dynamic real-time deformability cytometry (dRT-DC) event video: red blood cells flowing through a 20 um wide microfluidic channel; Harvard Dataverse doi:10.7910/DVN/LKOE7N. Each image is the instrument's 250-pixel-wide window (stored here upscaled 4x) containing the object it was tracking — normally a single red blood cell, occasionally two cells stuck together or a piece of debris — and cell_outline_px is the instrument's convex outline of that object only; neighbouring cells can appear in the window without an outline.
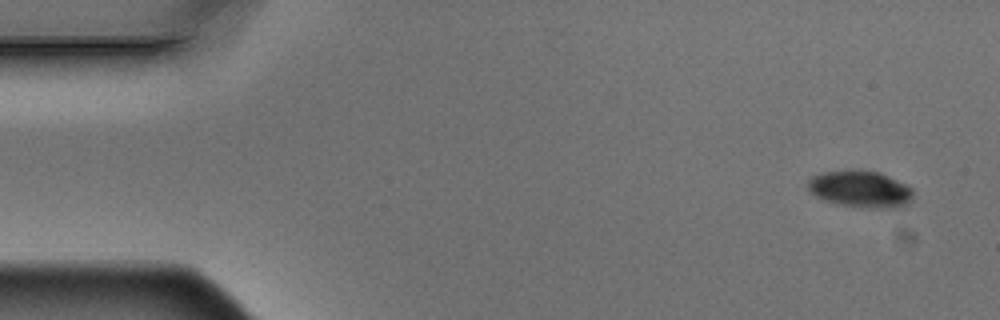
{"species": "Egyptian fruit bat (a non-hibernating species)", "species_latin": "Rousettus aegyptiacus", "temperature_condition": "warm", "stored_images_in_passage": 8, "camera_frame_rate_fps": 3000, "um_per_image_px": 0.085, "animal": {"sex": "male"}, "frame": {"image": 1, "passage_image": 1, "time_ms": 0.0, "image_size_px": [1000, 320], "cell_outline_px": [[912, 196], [908, 204], [904, 208], [864, 208], [840, 204], [816, 196], [808, 192], [808, 180], [812, 176], [824, 172], [880, 172], [912, 188]], "centroid_in_image_um": [73.16, 16.12], "position_along_channel_um": 11.8, "area_um2": 22.02}}
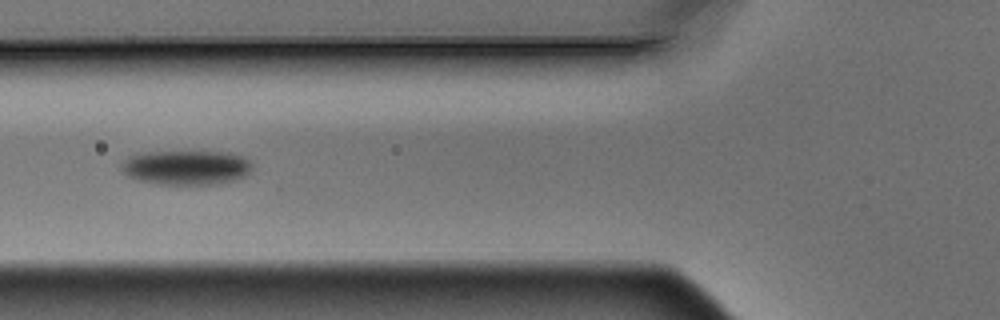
{"frame": {"image": 2, "passage_image": 6, "time_ms": 1.667, "image_size_px": [1000, 320], "cell_outline_px": [[252, 168], [248, 176], [236, 180], [216, 184], [156, 184], [136, 180], [128, 176], [120, 168], [120, 164], [128, 156], [148, 152], [220, 152], [240, 156], [248, 160], [252, 164]], "centroid_in_image_um": [15.82, 14.25], "position_along_channel_um": 110.0, "area_um2": 26.36}}
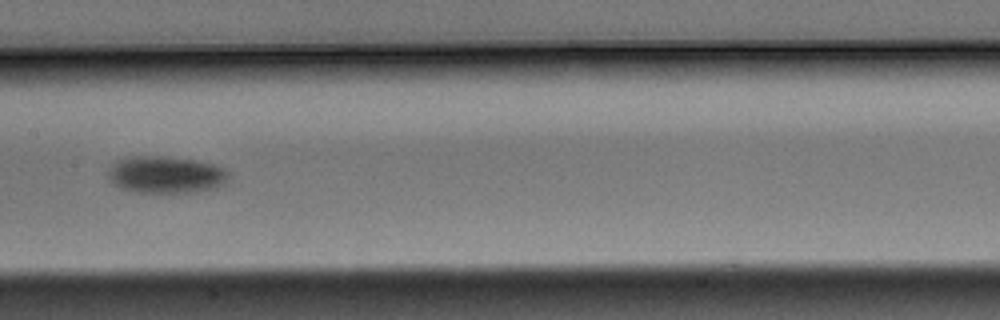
{"frame": {"image": 3, "passage_image": 8, "time_ms": 2.333, "image_size_px": [1000, 320], "cell_outline_px": [[228, 176], [224, 184], [216, 188], [196, 192], [136, 192], [120, 188], [112, 184], [108, 180], [104, 172], [116, 160], [132, 156], [160, 156], [196, 160], [216, 164], [228, 168]], "centroid_in_image_um": [14.06, 14.84], "position_along_channel_um": 193.3, "area_um2": 26.59}}